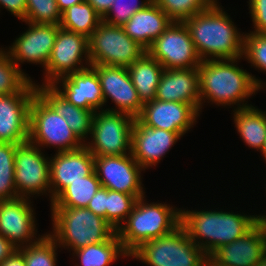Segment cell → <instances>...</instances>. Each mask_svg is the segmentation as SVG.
I'll return each instance as SVG.
<instances>
[{
  "mask_svg": "<svg viewBox=\"0 0 266 266\" xmlns=\"http://www.w3.org/2000/svg\"><path fill=\"white\" fill-rule=\"evenodd\" d=\"M72 254L80 261V265L75 266H110L120 257L129 258L116 232L107 241L82 247Z\"/></svg>",
  "mask_w": 266,
  "mask_h": 266,
  "instance_id": "obj_28",
  "label": "cell"
},
{
  "mask_svg": "<svg viewBox=\"0 0 266 266\" xmlns=\"http://www.w3.org/2000/svg\"><path fill=\"white\" fill-rule=\"evenodd\" d=\"M6 9L19 20H23L26 15V0H0V8ZM1 11V9H0Z\"/></svg>",
  "mask_w": 266,
  "mask_h": 266,
  "instance_id": "obj_41",
  "label": "cell"
},
{
  "mask_svg": "<svg viewBox=\"0 0 266 266\" xmlns=\"http://www.w3.org/2000/svg\"><path fill=\"white\" fill-rule=\"evenodd\" d=\"M11 59L4 47L0 48V95L37 93V85L28 74Z\"/></svg>",
  "mask_w": 266,
  "mask_h": 266,
  "instance_id": "obj_29",
  "label": "cell"
},
{
  "mask_svg": "<svg viewBox=\"0 0 266 266\" xmlns=\"http://www.w3.org/2000/svg\"><path fill=\"white\" fill-rule=\"evenodd\" d=\"M129 257L147 266H207L208 256L180 225L173 232L142 243Z\"/></svg>",
  "mask_w": 266,
  "mask_h": 266,
  "instance_id": "obj_6",
  "label": "cell"
},
{
  "mask_svg": "<svg viewBox=\"0 0 266 266\" xmlns=\"http://www.w3.org/2000/svg\"><path fill=\"white\" fill-rule=\"evenodd\" d=\"M247 3L254 29L250 32L266 34V0H248Z\"/></svg>",
  "mask_w": 266,
  "mask_h": 266,
  "instance_id": "obj_39",
  "label": "cell"
},
{
  "mask_svg": "<svg viewBox=\"0 0 266 266\" xmlns=\"http://www.w3.org/2000/svg\"><path fill=\"white\" fill-rule=\"evenodd\" d=\"M58 248L56 241L46 232L38 241L18 248L26 266H57Z\"/></svg>",
  "mask_w": 266,
  "mask_h": 266,
  "instance_id": "obj_32",
  "label": "cell"
},
{
  "mask_svg": "<svg viewBox=\"0 0 266 266\" xmlns=\"http://www.w3.org/2000/svg\"><path fill=\"white\" fill-rule=\"evenodd\" d=\"M31 200L19 197L0 201V234L17 248L35 243L44 235L37 234L36 213Z\"/></svg>",
  "mask_w": 266,
  "mask_h": 266,
  "instance_id": "obj_15",
  "label": "cell"
},
{
  "mask_svg": "<svg viewBox=\"0 0 266 266\" xmlns=\"http://www.w3.org/2000/svg\"><path fill=\"white\" fill-rule=\"evenodd\" d=\"M147 50L131 39L121 26L101 22L89 38L91 65H109L128 68Z\"/></svg>",
  "mask_w": 266,
  "mask_h": 266,
  "instance_id": "obj_8",
  "label": "cell"
},
{
  "mask_svg": "<svg viewBox=\"0 0 266 266\" xmlns=\"http://www.w3.org/2000/svg\"><path fill=\"white\" fill-rule=\"evenodd\" d=\"M147 53L155 58L164 69H189L201 63L190 33L184 22L173 21L169 27L155 39Z\"/></svg>",
  "mask_w": 266,
  "mask_h": 266,
  "instance_id": "obj_12",
  "label": "cell"
},
{
  "mask_svg": "<svg viewBox=\"0 0 266 266\" xmlns=\"http://www.w3.org/2000/svg\"><path fill=\"white\" fill-rule=\"evenodd\" d=\"M182 137L179 132L152 128L134 118L131 154L139 166L148 170L156 167Z\"/></svg>",
  "mask_w": 266,
  "mask_h": 266,
  "instance_id": "obj_17",
  "label": "cell"
},
{
  "mask_svg": "<svg viewBox=\"0 0 266 266\" xmlns=\"http://www.w3.org/2000/svg\"><path fill=\"white\" fill-rule=\"evenodd\" d=\"M0 266H26V262L22 252L17 249Z\"/></svg>",
  "mask_w": 266,
  "mask_h": 266,
  "instance_id": "obj_44",
  "label": "cell"
},
{
  "mask_svg": "<svg viewBox=\"0 0 266 266\" xmlns=\"http://www.w3.org/2000/svg\"><path fill=\"white\" fill-rule=\"evenodd\" d=\"M200 114L187 103L154 99L143 104L139 119L149 127L179 132L185 136Z\"/></svg>",
  "mask_w": 266,
  "mask_h": 266,
  "instance_id": "obj_19",
  "label": "cell"
},
{
  "mask_svg": "<svg viewBox=\"0 0 266 266\" xmlns=\"http://www.w3.org/2000/svg\"><path fill=\"white\" fill-rule=\"evenodd\" d=\"M239 60L201 61L198 66L201 112L205 102L225 108L232 106L234 110L253 106L247 104L249 97L265 88L266 82L237 66Z\"/></svg>",
  "mask_w": 266,
  "mask_h": 266,
  "instance_id": "obj_1",
  "label": "cell"
},
{
  "mask_svg": "<svg viewBox=\"0 0 266 266\" xmlns=\"http://www.w3.org/2000/svg\"><path fill=\"white\" fill-rule=\"evenodd\" d=\"M127 69L140 101L144 104L154 100L163 66L146 52Z\"/></svg>",
  "mask_w": 266,
  "mask_h": 266,
  "instance_id": "obj_26",
  "label": "cell"
},
{
  "mask_svg": "<svg viewBox=\"0 0 266 266\" xmlns=\"http://www.w3.org/2000/svg\"><path fill=\"white\" fill-rule=\"evenodd\" d=\"M102 187L95 170L82 180L70 183L51 203L50 207H87L96 192Z\"/></svg>",
  "mask_w": 266,
  "mask_h": 266,
  "instance_id": "obj_30",
  "label": "cell"
},
{
  "mask_svg": "<svg viewBox=\"0 0 266 266\" xmlns=\"http://www.w3.org/2000/svg\"><path fill=\"white\" fill-rule=\"evenodd\" d=\"M173 21L183 22L219 0H153Z\"/></svg>",
  "mask_w": 266,
  "mask_h": 266,
  "instance_id": "obj_35",
  "label": "cell"
},
{
  "mask_svg": "<svg viewBox=\"0 0 266 266\" xmlns=\"http://www.w3.org/2000/svg\"><path fill=\"white\" fill-rule=\"evenodd\" d=\"M84 0H56L59 11L62 13L69 7L79 4Z\"/></svg>",
  "mask_w": 266,
  "mask_h": 266,
  "instance_id": "obj_45",
  "label": "cell"
},
{
  "mask_svg": "<svg viewBox=\"0 0 266 266\" xmlns=\"http://www.w3.org/2000/svg\"><path fill=\"white\" fill-rule=\"evenodd\" d=\"M96 10V12L103 18L110 10L114 0H86Z\"/></svg>",
  "mask_w": 266,
  "mask_h": 266,
  "instance_id": "obj_43",
  "label": "cell"
},
{
  "mask_svg": "<svg viewBox=\"0 0 266 266\" xmlns=\"http://www.w3.org/2000/svg\"><path fill=\"white\" fill-rule=\"evenodd\" d=\"M37 85L36 92L62 116L77 138L85 144L91 135L96 110L77 107L66 100L52 85ZM89 136V137H88ZM88 138V139H87Z\"/></svg>",
  "mask_w": 266,
  "mask_h": 266,
  "instance_id": "obj_24",
  "label": "cell"
},
{
  "mask_svg": "<svg viewBox=\"0 0 266 266\" xmlns=\"http://www.w3.org/2000/svg\"><path fill=\"white\" fill-rule=\"evenodd\" d=\"M266 253V226L259 220L245 235L217 248L208 258L216 266H255Z\"/></svg>",
  "mask_w": 266,
  "mask_h": 266,
  "instance_id": "obj_18",
  "label": "cell"
},
{
  "mask_svg": "<svg viewBox=\"0 0 266 266\" xmlns=\"http://www.w3.org/2000/svg\"><path fill=\"white\" fill-rule=\"evenodd\" d=\"M18 248L0 234V264Z\"/></svg>",
  "mask_w": 266,
  "mask_h": 266,
  "instance_id": "obj_42",
  "label": "cell"
},
{
  "mask_svg": "<svg viewBox=\"0 0 266 266\" xmlns=\"http://www.w3.org/2000/svg\"><path fill=\"white\" fill-rule=\"evenodd\" d=\"M133 124L130 115L95 111L91 138L84 145L94 157L130 154Z\"/></svg>",
  "mask_w": 266,
  "mask_h": 266,
  "instance_id": "obj_9",
  "label": "cell"
},
{
  "mask_svg": "<svg viewBox=\"0 0 266 266\" xmlns=\"http://www.w3.org/2000/svg\"><path fill=\"white\" fill-rule=\"evenodd\" d=\"M94 171V156L85 145L50 157L51 202L72 182L82 180Z\"/></svg>",
  "mask_w": 266,
  "mask_h": 266,
  "instance_id": "obj_20",
  "label": "cell"
},
{
  "mask_svg": "<svg viewBox=\"0 0 266 266\" xmlns=\"http://www.w3.org/2000/svg\"><path fill=\"white\" fill-rule=\"evenodd\" d=\"M42 151L29 141L16 146L15 188L19 197L36 199V196L48 195L51 202L50 157Z\"/></svg>",
  "mask_w": 266,
  "mask_h": 266,
  "instance_id": "obj_10",
  "label": "cell"
},
{
  "mask_svg": "<svg viewBox=\"0 0 266 266\" xmlns=\"http://www.w3.org/2000/svg\"><path fill=\"white\" fill-rule=\"evenodd\" d=\"M35 94L0 95V142L18 145L28 141L29 110Z\"/></svg>",
  "mask_w": 266,
  "mask_h": 266,
  "instance_id": "obj_22",
  "label": "cell"
},
{
  "mask_svg": "<svg viewBox=\"0 0 266 266\" xmlns=\"http://www.w3.org/2000/svg\"><path fill=\"white\" fill-rule=\"evenodd\" d=\"M216 2L183 21L202 61L237 59L243 55V38L224 7Z\"/></svg>",
  "mask_w": 266,
  "mask_h": 266,
  "instance_id": "obj_2",
  "label": "cell"
},
{
  "mask_svg": "<svg viewBox=\"0 0 266 266\" xmlns=\"http://www.w3.org/2000/svg\"><path fill=\"white\" fill-rule=\"evenodd\" d=\"M28 25L25 32L18 35L7 48L11 59L22 70V64H39L46 68L52 48L55 44L59 25L37 24L25 22Z\"/></svg>",
  "mask_w": 266,
  "mask_h": 266,
  "instance_id": "obj_16",
  "label": "cell"
},
{
  "mask_svg": "<svg viewBox=\"0 0 266 266\" xmlns=\"http://www.w3.org/2000/svg\"><path fill=\"white\" fill-rule=\"evenodd\" d=\"M61 21V12L56 0H26V15L22 22L56 24Z\"/></svg>",
  "mask_w": 266,
  "mask_h": 266,
  "instance_id": "obj_36",
  "label": "cell"
},
{
  "mask_svg": "<svg viewBox=\"0 0 266 266\" xmlns=\"http://www.w3.org/2000/svg\"><path fill=\"white\" fill-rule=\"evenodd\" d=\"M233 121L244 144L260 152L266 140V111L256 106L235 109Z\"/></svg>",
  "mask_w": 266,
  "mask_h": 266,
  "instance_id": "obj_27",
  "label": "cell"
},
{
  "mask_svg": "<svg viewBox=\"0 0 266 266\" xmlns=\"http://www.w3.org/2000/svg\"><path fill=\"white\" fill-rule=\"evenodd\" d=\"M155 99L190 104L201 114L198 67L189 69H164Z\"/></svg>",
  "mask_w": 266,
  "mask_h": 266,
  "instance_id": "obj_23",
  "label": "cell"
},
{
  "mask_svg": "<svg viewBox=\"0 0 266 266\" xmlns=\"http://www.w3.org/2000/svg\"><path fill=\"white\" fill-rule=\"evenodd\" d=\"M86 208L106 220V188L101 187Z\"/></svg>",
  "mask_w": 266,
  "mask_h": 266,
  "instance_id": "obj_40",
  "label": "cell"
},
{
  "mask_svg": "<svg viewBox=\"0 0 266 266\" xmlns=\"http://www.w3.org/2000/svg\"><path fill=\"white\" fill-rule=\"evenodd\" d=\"M222 210L181 208L180 225L208 257L220 246L245 235L260 220V215Z\"/></svg>",
  "mask_w": 266,
  "mask_h": 266,
  "instance_id": "obj_3",
  "label": "cell"
},
{
  "mask_svg": "<svg viewBox=\"0 0 266 266\" xmlns=\"http://www.w3.org/2000/svg\"><path fill=\"white\" fill-rule=\"evenodd\" d=\"M140 197L126 221L116 231L125 251L130 255L142 243L173 232L181 223V208L146 201Z\"/></svg>",
  "mask_w": 266,
  "mask_h": 266,
  "instance_id": "obj_4",
  "label": "cell"
},
{
  "mask_svg": "<svg viewBox=\"0 0 266 266\" xmlns=\"http://www.w3.org/2000/svg\"><path fill=\"white\" fill-rule=\"evenodd\" d=\"M102 22V17L86 0L61 13L60 28L82 34L88 39Z\"/></svg>",
  "mask_w": 266,
  "mask_h": 266,
  "instance_id": "obj_31",
  "label": "cell"
},
{
  "mask_svg": "<svg viewBox=\"0 0 266 266\" xmlns=\"http://www.w3.org/2000/svg\"><path fill=\"white\" fill-rule=\"evenodd\" d=\"M28 141L43 149L55 147L56 153L76 150L84 145L65 119L38 93L30 104Z\"/></svg>",
  "mask_w": 266,
  "mask_h": 266,
  "instance_id": "obj_7",
  "label": "cell"
},
{
  "mask_svg": "<svg viewBox=\"0 0 266 266\" xmlns=\"http://www.w3.org/2000/svg\"><path fill=\"white\" fill-rule=\"evenodd\" d=\"M172 22L152 0L145 8L135 12L122 28L131 39L147 50Z\"/></svg>",
  "mask_w": 266,
  "mask_h": 266,
  "instance_id": "obj_25",
  "label": "cell"
},
{
  "mask_svg": "<svg viewBox=\"0 0 266 266\" xmlns=\"http://www.w3.org/2000/svg\"><path fill=\"white\" fill-rule=\"evenodd\" d=\"M90 66L89 39L82 34L60 28L44 69L41 85H51L62 76Z\"/></svg>",
  "mask_w": 266,
  "mask_h": 266,
  "instance_id": "obj_11",
  "label": "cell"
},
{
  "mask_svg": "<svg viewBox=\"0 0 266 266\" xmlns=\"http://www.w3.org/2000/svg\"><path fill=\"white\" fill-rule=\"evenodd\" d=\"M91 67L96 71L100 80L104 110L138 118L142 112L143 103L139 99L128 69L109 65H91ZM109 99L112 103L114 102L113 108H106Z\"/></svg>",
  "mask_w": 266,
  "mask_h": 266,
  "instance_id": "obj_14",
  "label": "cell"
},
{
  "mask_svg": "<svg viewBox=\"0 0 266 266\" xmlns=\"http://www.w3.org/2000/svg\"><path fill=\"white\" fill-rule=\"evenodd\" d=\"M94 170L102 187L134 195L145 196L142 171L132 154L94 157Z\"/></svg>",
  "mask_w": 266,
  "mask_h": 266,
  "instance_id": "obj_13",
  "label": "cell"
},
{
  "mask_svg": "<svg viewBox=\"0 0 266 266\" xmlns=\"http://www.w3.org/2000/svg\"><path fill=\"white\" fill-rule=\"evenodd\" d=\"M136 201L134 195L106 188V221L117 231L126 221Z\"/></svg>",
  "mask_w": 266,
  "mask_h": 266,
  "instance_id": "obj_34",
  "label": "cell"
},
{
  "mask_svg": "<svg viewBox=\"0 0 266 266\" xmlns=\"http://www.w3.org/2000/svg\"><path fill=\"white\" fill-rule=\"evenodd\" d=\"M51 85L77 107L86 110H104L100 80L91 66L62 76Z\"/></svg>",
  "mask_w": 266,
  "mask_h": 266,
  "instance_id": "obj_21",
  "label": "cell"
},
{
  "mask_svg": "<svg viewBox=\"0 0 266 266\" xmlns=\"http://www.w3.org/2000/svg\"><path fill=\"white\" fill-rule=\"evenodd\" d=\"M242 59L260 72H266V34L244 33Z\"/></svg>",
  "mask_w": 266,
  "mask_h": 266,
  "instance_id": "obj_37",
  "label": "cell"
},
{
  "mask_svg": "<svg viewBox=\"0 0 266 266\" xmlns=\"http://www.w3.org/2000/svg\"><path fill=\"white\" fill-rule=\"evenodd\" d=\"M16 146L0 142V201L19 198L14 181Z\"/></svg>",
  "mask_w": 266,
  "mask_h": 266,
  "instance_id": "obj_33",
  "label": "cell"
},
{
  "mask_svg": "<svg viewBox=\"0 0 266 266\" xmlns=\"http://www.w3.org/2000/svg\"><path fill=\"white\" fill-rule=\"evenodd\" d=\"M260 153H261V156L263 155V159H264V161H265V163H266V140H265V142H264L263 148H262V150L260 151Z\"/></svg>",
  "mask_w": 266,
  "mask_h": 266,
  "instance_id": "obj_46",
  "label": "cell"
},
{
  "mask_svg": "<svg viewBox=\"0 0 266 266\" xmlns=\"http://www.w3.org/2000/svg\"><path fill=\"white\" fill-rule=\"evenodd\" d=\"M152 0H114L102 21L113 26H123L131 16L145 8Z\"/></svg>",
  "mask_w": 266,
  "mask_h": 266,
  "instance_id": "obj_38",
  "label": "cell"
},
{
  "mask_svg": "<svg viewBox=\"0 0 266 266\" xmlns=\"http://www.w3.org/2000/svg\"><path fill=\"white\" fill-rule=\"evenodd\" d=\"M261 222L266 226V215L265 214H259Z\"/></svg>",
  "mask_w": 266,
  "mask_h": 266,
  "instance_id": "obj_47",
  "label": "cell"
},
{
  "mask_svg": "<svg viewBox=\"0 0 266 266\" xmlns=\"http://www.w3.org/2000/svg\"><path fill=\"white\" fill-rule=\"evenodd\" d=\"M52 231L47 232L59 248L75 251L107 241L116 230L102 217L85 207H50Z\"/></svg>",
  "mask_w": 266,
  "mask_h": 266,
  "instance_id": "obj_5",
  "label": "cell"
}]
</instances>
